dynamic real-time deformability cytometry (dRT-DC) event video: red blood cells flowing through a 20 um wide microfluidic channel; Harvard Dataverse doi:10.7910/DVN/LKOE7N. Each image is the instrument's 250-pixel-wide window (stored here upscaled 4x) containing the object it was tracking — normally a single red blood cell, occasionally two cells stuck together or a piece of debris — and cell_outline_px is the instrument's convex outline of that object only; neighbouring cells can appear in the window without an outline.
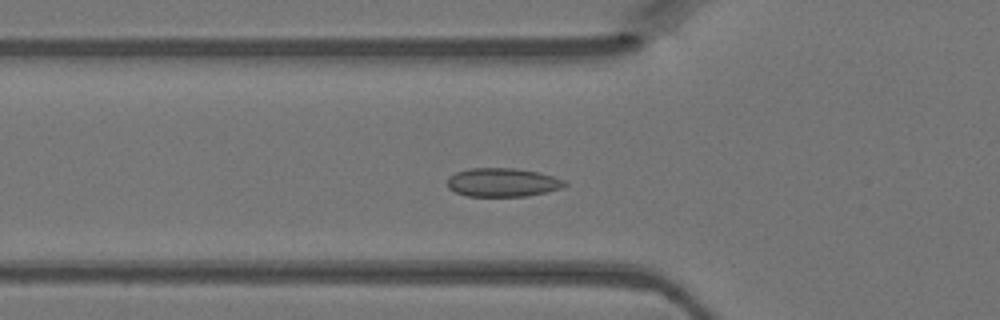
{"species": "Egyptian fruit bat (a non-hibernating species)", "species_latin": "Rousettus aegyptiacus", "temperature_condition": "warm", "stored_images_in_passage": 46, "camera_frame_rate_fps": 3000, "um_per_image_px": 0.085, "animal": {"sex": "female"}, "frame": {"image": 1, "passage_image": 15, "time_ms": 4.667, "image_size_px": [1000, 320], "cell_outline_px": [[568, 184], [564, 188], [528, 196], [468, 196], [456, 192], [448, 188], [448, 176], [456, 172], [468, 168], [516, 168], [536, 172], [552, 176], [564, 180]], "centroid_in_image_um": [42.72, 15.5], "position_along_channel_um": 83.1, "area_um2": 19.65}}
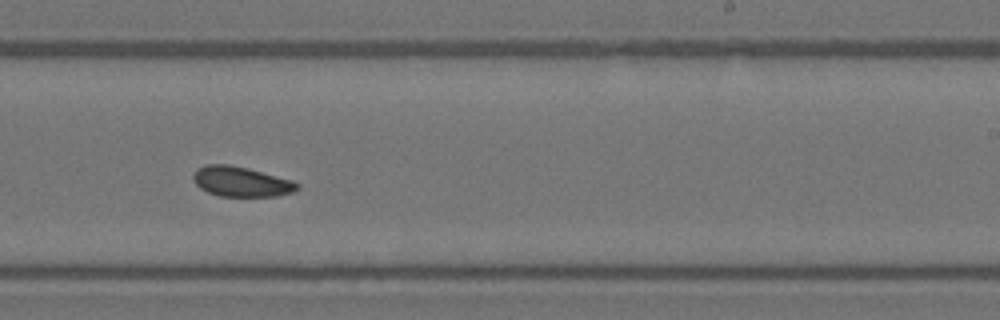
{"frame": {"image": 2, "passage_image": 28, "time_ms": 9.0, "image_size_px": [1000, 320], "cell_outline_px": [[300, 188], [292, 192], [276, 196], [220, 196], [208, 192], [200, 188], [196, 184], [192, 176], [196, 168], [204, 164], [228, 164], [248, 168], [292, 180], [300, 184]], "centroid_in_image_um": [20.48, 15.43], "position_along_channel_um": 268.5, "area_um2": 18.26}}
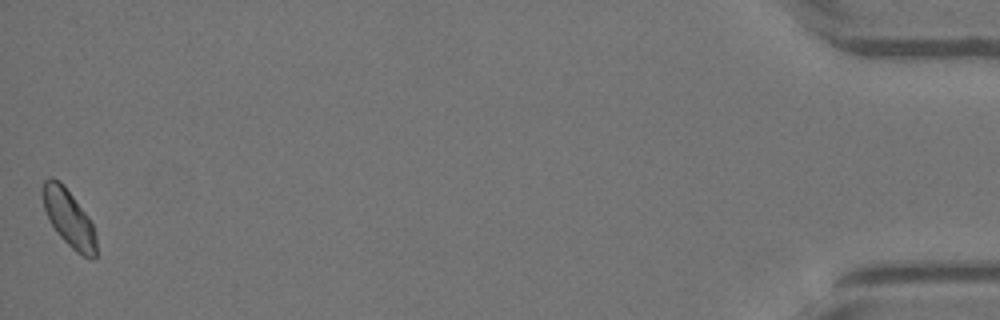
{"frame": {"image": 3, "passage_image": 46, "time_ms": 15.0, "image_size_px": [1000, 320], "cell_outline_px": [[96, 256], [92, 260], [76, 252], [56, 232], [44, 208], [40, 192], [44, 180], [48, 176], [52, 176], [60, 180], [64, 184], [88, 216], [92, 224], [96, 236]], "centroid_in_image_um": [5.83, 18.49], "position_along_channel_um": 429.4, "area_um2": 18.03}}